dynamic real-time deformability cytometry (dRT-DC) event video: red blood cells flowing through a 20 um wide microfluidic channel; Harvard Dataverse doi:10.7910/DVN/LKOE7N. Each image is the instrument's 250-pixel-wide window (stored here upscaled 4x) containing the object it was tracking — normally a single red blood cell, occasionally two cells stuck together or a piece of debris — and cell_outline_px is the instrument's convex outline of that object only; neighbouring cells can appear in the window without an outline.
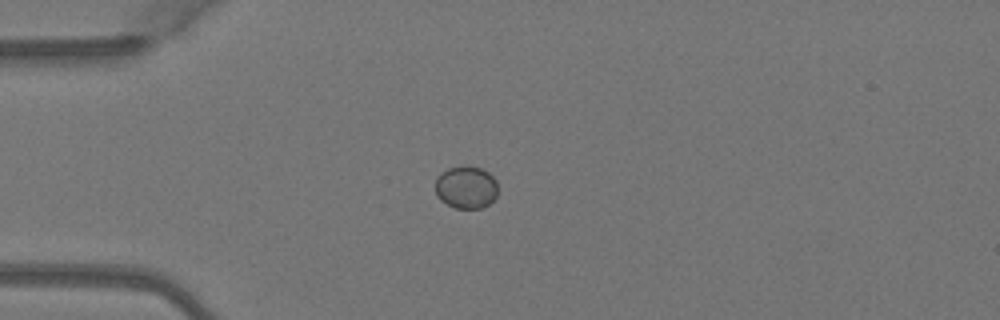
{"species": "Egyptian fruit bat (a non-hibernating species)", "species_latin": "Rousettus aegyptiacus", "temperature_condition": "warm", "stored_images_in_passage": 1, "camera_frame_rate_fps": 3000, "um_per_image_px": 0.085, "animal": {"sex": "female"}, "frame": {"image": 1, "passage_image": 1, "time_ms": 0.0, "image_size_px": [1000, 320], "cell_outline_px": [[496, 196], [488, 204], [480, 208], [456, 208], [440, 200], [436, 196], [436, 176], [448, 168], [480, 168], [488, 172], [496, 180]], "centroid_in_image_um": [39.6, 15.94], "position_along_channel_um": 45.4, "area_um2": 15.09}}